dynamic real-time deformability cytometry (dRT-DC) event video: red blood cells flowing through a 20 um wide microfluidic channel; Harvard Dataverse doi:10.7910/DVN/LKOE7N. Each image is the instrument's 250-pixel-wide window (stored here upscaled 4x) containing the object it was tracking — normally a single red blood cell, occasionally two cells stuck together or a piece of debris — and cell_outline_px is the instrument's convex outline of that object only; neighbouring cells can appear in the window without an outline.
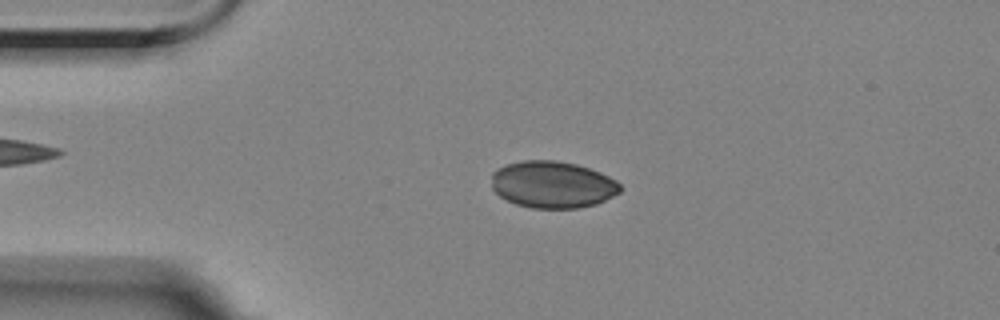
{"species": "Egyptian fruit bat (a non-hibernating species)", "species_latin": "Rousettus aegyptiacus", "temperature_condition": "room temperature", "stored_images_in_passage": 46, "camera_frame_rate_fps": 3000, "um_per_image_px": 0.085, "animal": {"sex": "female"}, "frame": {"image": 1, "passage_image": 2, "time_ms": 0.333, "image_size_px": [1000, 320], "cell_outline_px": [[624, 188], [620, 192], [596, 204], [580, 208], [532, 208], [516, 204], [500, 196], [492, 188], [492, 172], [496, 168], [508, 164], [524, 160], [556, 160], [576, 164], [600, 172], [616, 180]], "centroid_in_image_um": [46.98, 15.68], "position_along_channel_um": 38.0, "area_um2": 35.26}}
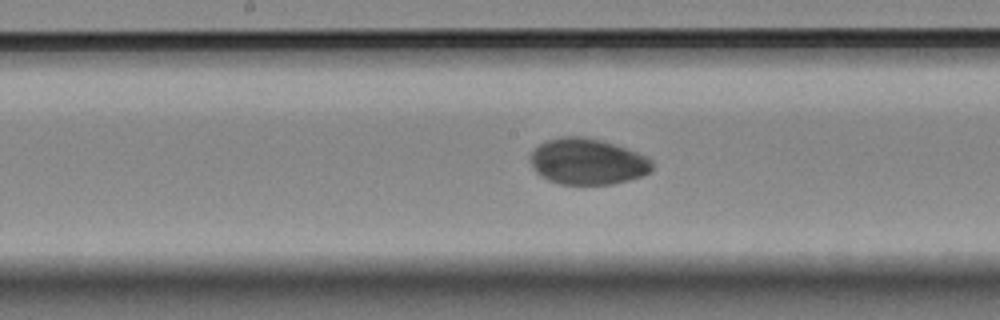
{"frame": {"image": 2, "passage_image": 18, "time_ms": 5.667, "image_size_px": [1000, 320], "cell_outline_px": [[652, 172], [628, 180], [612, 184], [560, 184], [548, 180], [540, 176], [532, 168], [528, 160], [528, 156], [544, 140], [560, 136], [584, 136], [604, 140], [648, 156], [652, 160]], "centroid_in_image_um": [49.91, 13.72], "position_along_channel_um": 198.3, "area_um2": 33.23}}
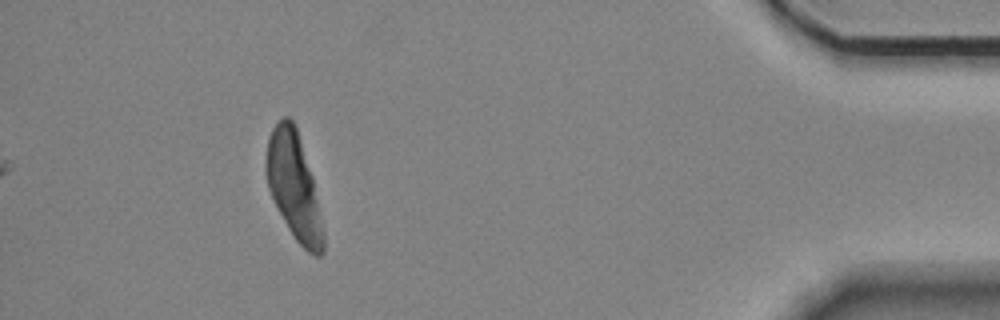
{"frame": {"image": 3, "passage_image": 41, "time_ms": 13.333, "image_size_px": [1000, 320], "cell_outline_px": [[324, 252], [320, 256], [316, 256], [308, 252], [296, 240], [288, 228], [276, 208], [268, 188], [264, 168], [264, 164], [268, 140], [272, 128], [284, 116], [288, 116], [292, 120], [296, 128], [312, 176], [324, 232]], "centroid_in_image_um": [24.96, 15.85], "position_along_channel_um": 410.2, "area_um2": 35.32}}